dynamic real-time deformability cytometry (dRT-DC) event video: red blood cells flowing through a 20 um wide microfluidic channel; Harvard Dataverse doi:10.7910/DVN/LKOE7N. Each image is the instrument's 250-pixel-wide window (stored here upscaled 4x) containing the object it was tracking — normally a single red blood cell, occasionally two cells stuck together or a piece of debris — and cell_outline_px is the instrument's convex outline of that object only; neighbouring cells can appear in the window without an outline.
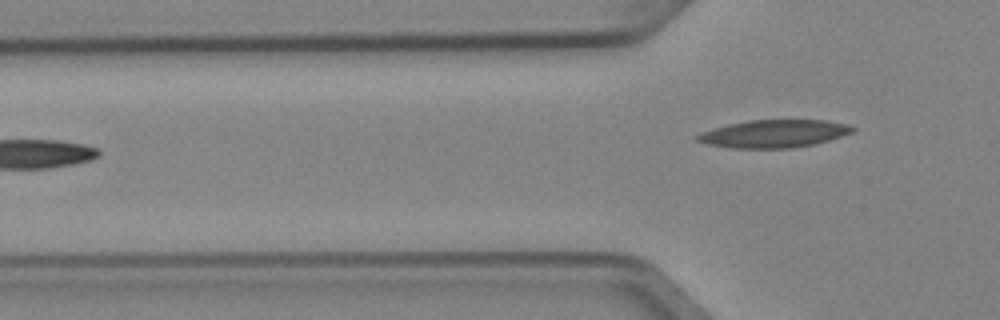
{"species": "Egyptian fruit bat (a non-hibernating species)", "species_latin": "Rousettus aegyptiacus", "temperature_condition": "cold", "stored_images_in_passage": 3, "segment_of_instrument_passage": [2, 2], "camera_frame_rate_fps": 3000, "um_per_image_px": 0.085, "animal": {"sex": "female"}, "frame": {"image": 1, "passage_image": 3, "time_ms": 0.667, "image_size_px": [1000, 320], "cell_outline_px": [[856, 128], [852, 132], [816, 144], [792, 148], [732, 148], [708, 144], [696, 140], [692, 136], [700, 132], [712, 128], [728, 124], [748, 120], [824, 120], [848, 124]], "centroid_in_image_um": [65.74, 11.36], "position_along_channel_um": 60.1, "area_um2": 25.2}}